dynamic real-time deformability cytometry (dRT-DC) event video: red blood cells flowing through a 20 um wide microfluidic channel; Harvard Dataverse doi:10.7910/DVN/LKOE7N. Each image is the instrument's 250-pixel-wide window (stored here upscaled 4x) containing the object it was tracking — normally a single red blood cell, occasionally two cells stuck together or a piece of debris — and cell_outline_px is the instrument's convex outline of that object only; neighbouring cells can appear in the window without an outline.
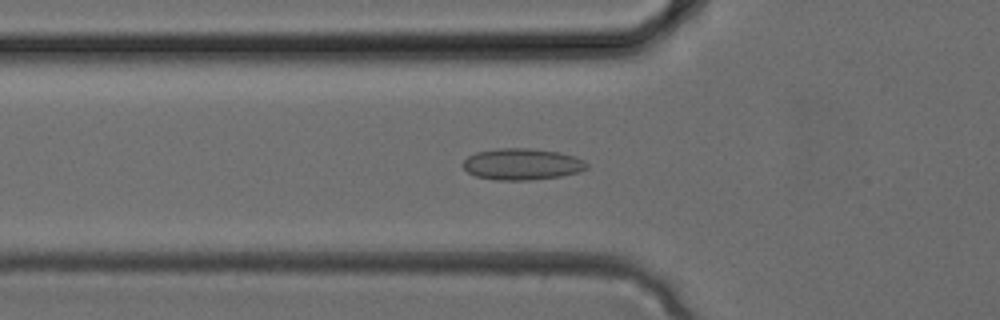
{"species": "common noctule bat (a hibernating species)", "species_latin": "Nyctalus noctula", "temperature_condition": "cold", "stored_images_in_passage": 33, "camera_frame_rate_fps": 3000, "um_per_image_px": 0.085, "animal": {"sex": "female", "body_mass_g": 24.6, "forearm_length_mm": 56.2}, "frame": {"image": 1, "passage_image": 11, "time_ms": 3.333, "image_size_px": [1000, 320], "cell_outline_px": [[588, 168], [580, 172], [560, 176], [528, 180], [496, 180], [476, 176], [468, 172], [464, 168], [464, 160], [468, 156], [476, 152], [500, 148], [528, 148], [560, 152], [576, 156], [584, 160], [588, 164]], "centroid_in_image_um": [44.41, 13.95], "position_along_channel_um": 81.4, "area_um2": 22.72}}
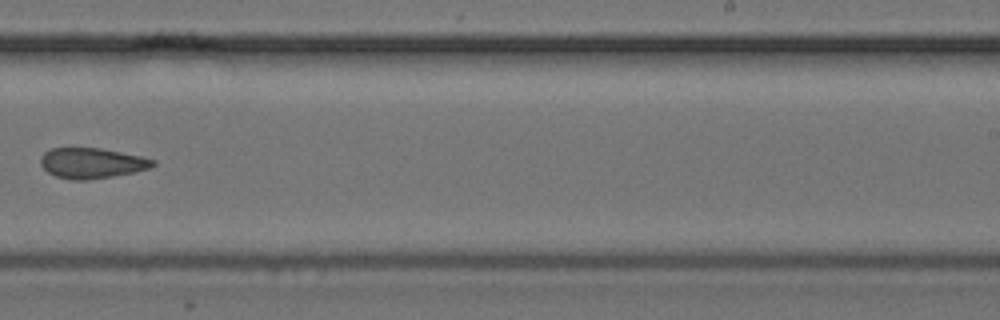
{"frame": {"image": 2, "passage_image": 21, "time_ms": 6.667, "image_size_px": [1000, 320], "cell_outline_px": [[156, 164], [148, 168], [132, 172], [112, 176], [88, 180], [72, 180], [56, 176], [48, 172], [40, 164], [40, 156], [44, 152], [52, 148], [100, 148], [140, 156], [156, 160]], "centroid_in_image_um": [7.77, 13.86], "position_along_channel_um": 281.2, "area_um2": 19.77}}
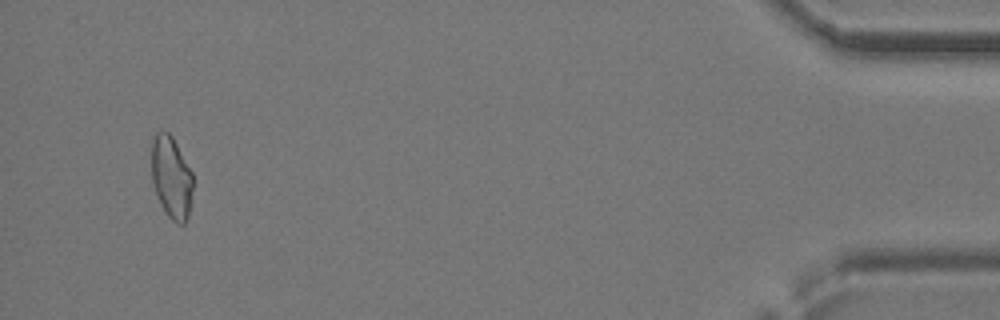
{"frame": {"image": 3, "passage_image": 32, "time_ms": 10.333, "image_size_px": [1000, 320], "cell_outline_px": [[192, 200], [188, 216], [184, 224], [176, 224], [168, 216], [160, 204], [152, 180], [152, 140], [156, 132], [168, 132], [172, 136], [192, 172]], "centroid_in_image_um": [14.57, 15.1], "position_along_channel_um": 420.6, "area_um2": 19.77}}